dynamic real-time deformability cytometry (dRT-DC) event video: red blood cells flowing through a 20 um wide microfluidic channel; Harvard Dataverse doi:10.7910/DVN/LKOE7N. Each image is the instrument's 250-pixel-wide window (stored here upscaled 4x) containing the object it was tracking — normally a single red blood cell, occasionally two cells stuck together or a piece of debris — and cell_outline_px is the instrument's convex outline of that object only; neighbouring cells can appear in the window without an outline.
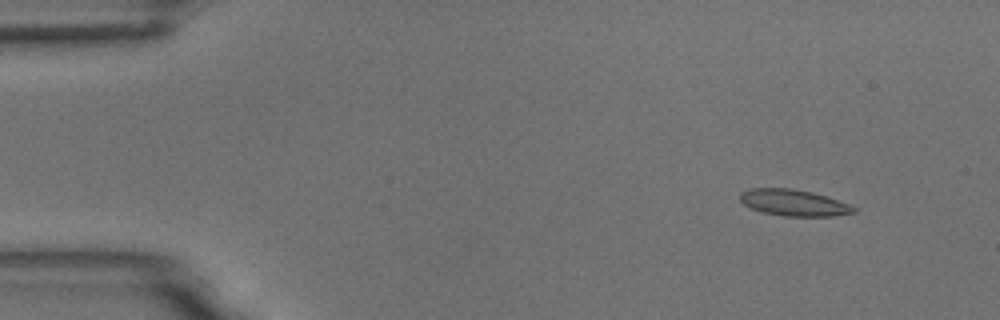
{"species": "common noctule bat (a hibernating species)", "species_latin": "Nyctalus noctula", "temperature_condition": "room temperature", "stored_images_in_passage": 56, "camera_frame_rate_fps": 3000, "um_per_image_px": 0.085, "animal": {"sex": "male", "body_mass_g": 18.8}, "frame": {"image": 1, "passage_image": 6, "time_ms": 1.667, "image_size_px": [1000, 320], "cell_outline_px": [[856, 212], [836, 216], [784, 216], [764, 212], [752, 208], [744, 204], [740, 200], [740, 192], [752, 188], [792, 188], [812, 192], [848, 204], [856, 208]], "centroid_in_image_um": [67.46, 17.23], "position_along_channel_um": 17.5, "area_um2": 17.28}}
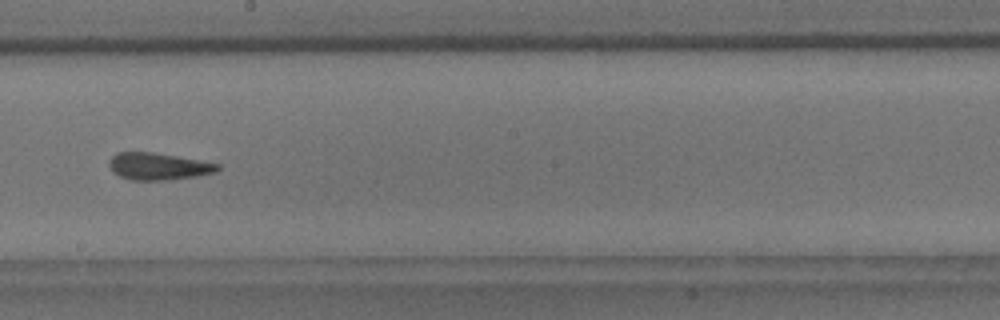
{"frame": {"image": 2, "passage_image": 32, "time_ms": 10.333, "image_size_px": [1000, 320], "cell_outline_px": [[220, 168], [216, 172], [196, 176], [168, 180], [132, 180], [120, 176], [112, 172], [108, 164], [108, 160], [116, 152], [152, 152], [176, 156], [220, 164]], "centroid_in_image_um": [13.42, 14.14], "position_along_channel_um": 234.8, "area_um2": 17.11}}
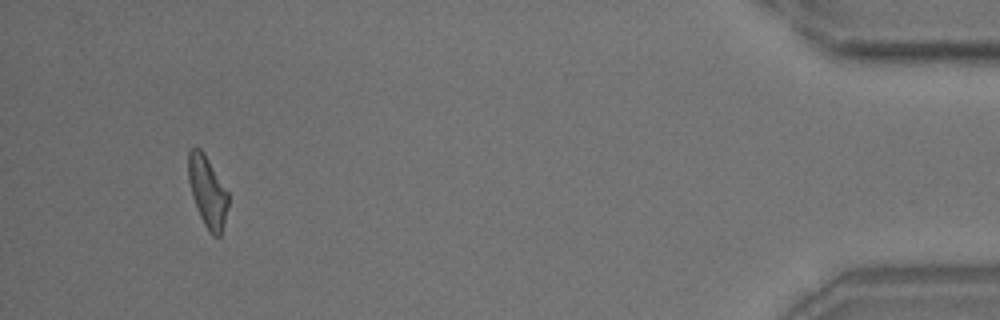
{"frame": {"image": 3, "passage_image": 53, "time_ms": 17.333, "image_size_px": [1000, 320], "cell_outline_px": [[228, 208], [220, 236], [212, 236], [208, 232], [196, 208], [192, 196], [188, 180], [188, 152], [192, 148], [200, 148], [204, 152], [228, 192]], "centroid_in_image_um": [17.63, 16.29], "position_along_channel_um": 417.6, "area_um2": 16.53}, "authors_computed_cell_mechanics": {"area_um2": 17.1955, "velocity_mm_per_s": 3.629, "shape_relaxation_time_tau1_ms": 5.2532, "shape_relaxation_time_tau2_ms": 2.0132, "deformation_change_tau1": 0.1796, "deformation_change_tau2": 0.0981}}